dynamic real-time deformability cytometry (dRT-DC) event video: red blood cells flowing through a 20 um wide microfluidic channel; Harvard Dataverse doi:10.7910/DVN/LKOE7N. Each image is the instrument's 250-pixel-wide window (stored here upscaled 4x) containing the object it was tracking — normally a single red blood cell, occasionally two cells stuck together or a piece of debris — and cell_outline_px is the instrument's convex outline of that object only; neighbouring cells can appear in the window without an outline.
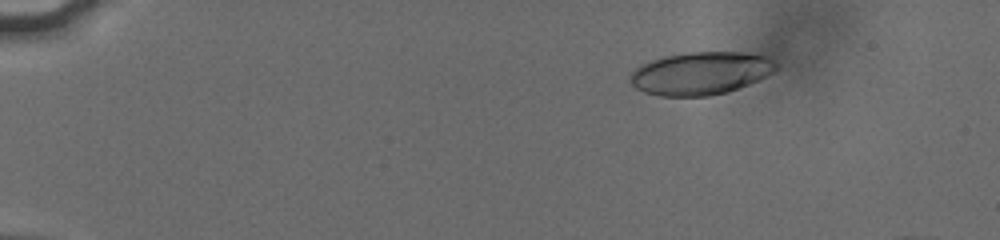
{"species": "human", "species_latin": "Homo sapiens", "temperature_condition": "cold", "stored_images_in_passage": 47, "camera_frame_rate_fps": 3000, "um_per_image_px": 0.085, "donor": {"sex": "male"}, "frame": {"image": 1, "passage_image": 1, "time_ms": 0.0, "image_size_px": [1000, 240], "cell_outline_px": [[780, 68], [748, 84], [724, 92], [708, 96], [660, 96], [644, 92], [636, 88], [628, 80], [628, 76], [640, 64], [648, 60], [664, 56], [688, 52], [744, 52], [768, 56]], "centroid_in_image_um": [59.5, 6.21], "position_along_channel_um": 25.5, "area_um2": 36.41}}
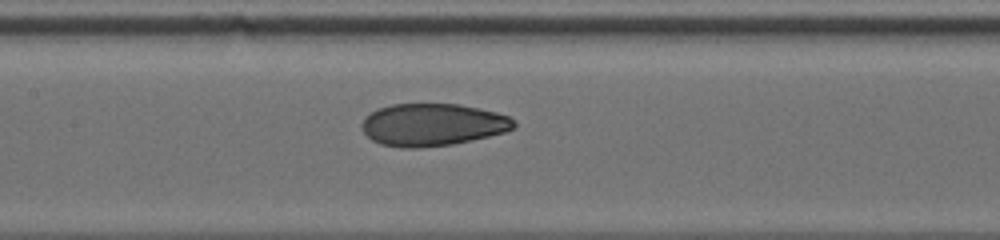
{"frame": {"image": 2, "passage_image": 24, "time_ms": 6.667, "image_size_px": [1000, 240], "cell_outline_px": [[516, 128], [504, 132], [472, 140], [452, 144], [420, 148], [404, 148], [380, 144], [372, 140], [364, 132], [360, 124], [364, 116], [376, 108], [392, 104], [460, 104], [496, 112], [508, 116], [516, 124]], "centroid_in_image_um": [36.73, 10.6], "position_along_channel_um": 170.7, "area_um2": 37.74}}
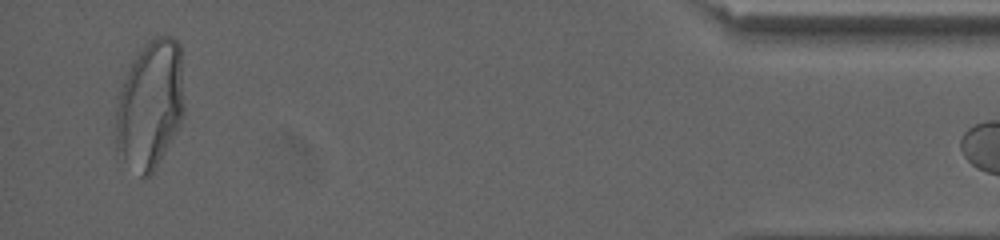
{"frame": {"image": 3, "passage_image": 46, "time_ms": 15.0, "image_size_px": [1000, 240], "cell_outline_px": [[184, 116], [180, 124], [152, 176], [144, 180], [140, 176], [116, 148], [116, 96], [128, 68], [132, 60], [144, 44], [152, 36], [172, 36], [180, 44], [184, 108]], "centroid_in_image_um": [12.76, 8.88], "position_along_channel_um": 422.4, "area_um2": 51.85}}